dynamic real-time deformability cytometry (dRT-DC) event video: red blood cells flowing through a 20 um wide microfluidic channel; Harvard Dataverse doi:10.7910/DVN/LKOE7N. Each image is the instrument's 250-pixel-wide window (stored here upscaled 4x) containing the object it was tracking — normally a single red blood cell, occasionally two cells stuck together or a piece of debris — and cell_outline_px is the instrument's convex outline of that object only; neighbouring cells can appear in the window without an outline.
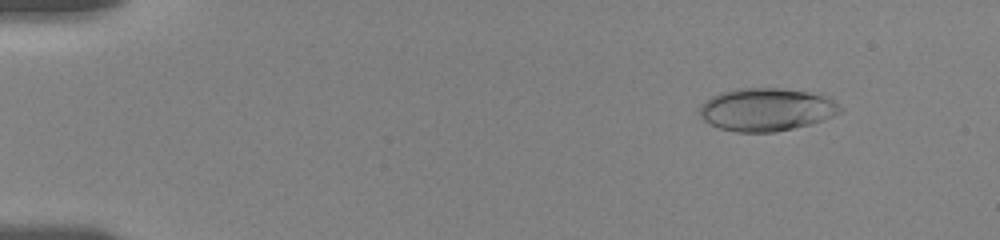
{"species": "human", "species_latin": "Homo sapiens", "temperature_condition": "room temperature", "stored_images_in_passage": 56, "camera_frame_rate_fps": 3000, "um_per_image_px": 0.085, "donor": {"sex": "female"}, "frame": {"image": 1, "passage_image": 7, "time_ms": 2.0, "image_size_px": [1000, 240], "cell_outline_px": [[844, 112], [824, 120], [776, 132], [736, 132], [720, 128], [704, 120], [700, 116], [700, 104], [704, 100], [720, 92], [736, 88], [784, 88], [808, 92], [824, 96], [832, 100]], "centroid_in_image_um": [65.12, 9.3], "position_along_channel_um": 19.9, "area_um2": 35.08}}
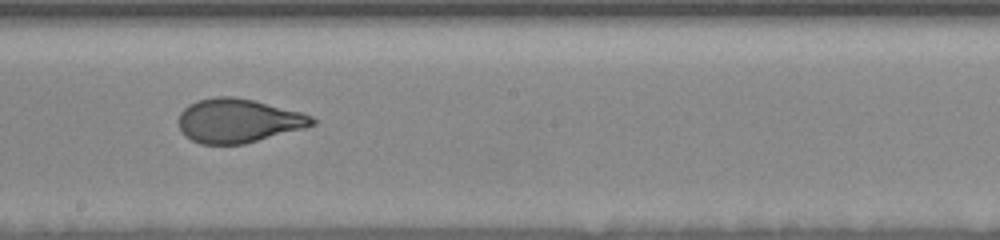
{"frame": {"image": 2, "passage_image": 33, "time_ms": 10.667, "image_size_px": [1000, 240], "cell_outline_px": [[320, 120], [316, 124], [304, 128], [244, 144], [200, 144], [184, 136], [180, 132], [180, 112], [188, 104], [196, 100], [216, 96], [232, 96], [252, 100], [300, 112], [312, 116]], "centroid_in_image_um": [20.24, 10.26], "position_along_channel_um": 228.0, "area_um2": 34.22}}
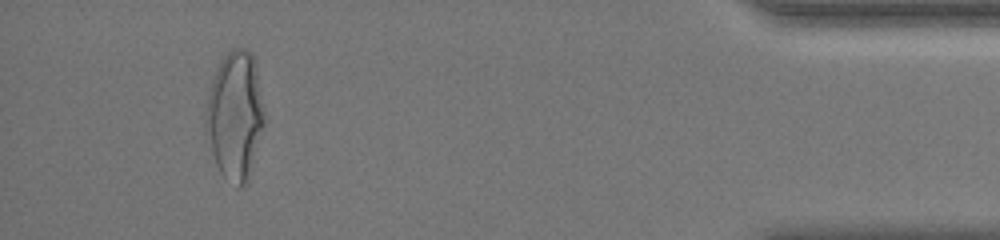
{"frame": {"image": 3, "passage_image": 53, "time_ms": 17.333, "image_size_px": [1000, 240], "cell_outline_px": [[264, 124], [248, 180], [240, 188], [236, 188], [220, 172], [216, 164], [204, 136], [204, 120], [208, 92], [212, 80], [220, 60], [232, 48], [248, 48], [252, 52], [256, 64], [264, 116]], "centroid_in_image_um": [19.94, 9.82], "position_along_channel_um": 415.3, "area_um2": 44.16}, "authors_computed_cell_mechanics": {"area_um2": 34.7378, "velocity_mm_per_s": 3.6259, "shape_relaxation_time_tau1_ms": 5.131, "shape_relaxation_time_tau2_ms": null, "deformation_change_tau1": 0.2001, "deformation_change_tau2": null}}